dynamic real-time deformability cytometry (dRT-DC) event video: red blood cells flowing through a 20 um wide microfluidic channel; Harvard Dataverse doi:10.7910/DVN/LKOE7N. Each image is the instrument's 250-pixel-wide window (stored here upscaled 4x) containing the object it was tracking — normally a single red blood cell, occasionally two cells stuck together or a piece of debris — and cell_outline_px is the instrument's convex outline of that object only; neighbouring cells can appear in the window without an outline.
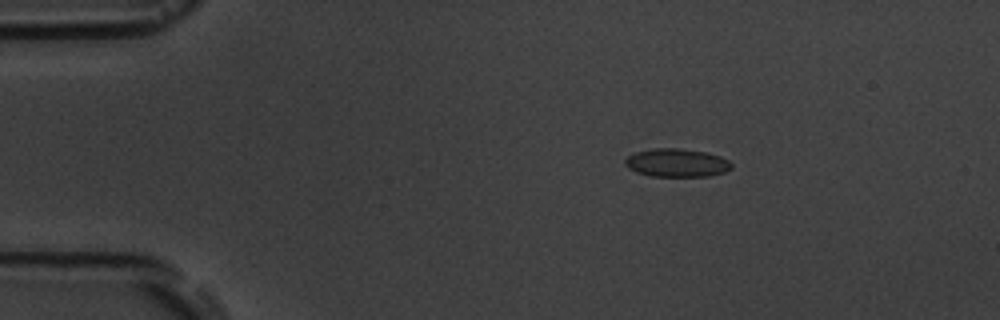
{"species": "common noctule bat (a hibernating species)", "species_latin": "Nyctalus noctula", "temperature_condition": "room temperature", "stored_images_in_passage": 4, "camera_frame_rate_fps": 3000, "um_per_image_px": 0.085, "animal": {"sex": "male", "body_mass_g": 19.5, "forearm_length_mm": 54.6}, "frame": {"image": 1, "passage_image": 2, "time_ms": 1.333, "image_size_px": [1000, 320], "cell_outline_px": [[732, 168], [724, 172], [708, 176], [652, 176], [636, 172], [628, 168], [624, 164], [624, 160], [628, 156], [636, 152], [656, 148], [680, 148], [704, 152], [720, 156], [728, 160], [732, 164]], "centroid_in_image_um": [57.51, 13.84], "position_along_channel_um": 27.5, "area_um2": 17.46}}